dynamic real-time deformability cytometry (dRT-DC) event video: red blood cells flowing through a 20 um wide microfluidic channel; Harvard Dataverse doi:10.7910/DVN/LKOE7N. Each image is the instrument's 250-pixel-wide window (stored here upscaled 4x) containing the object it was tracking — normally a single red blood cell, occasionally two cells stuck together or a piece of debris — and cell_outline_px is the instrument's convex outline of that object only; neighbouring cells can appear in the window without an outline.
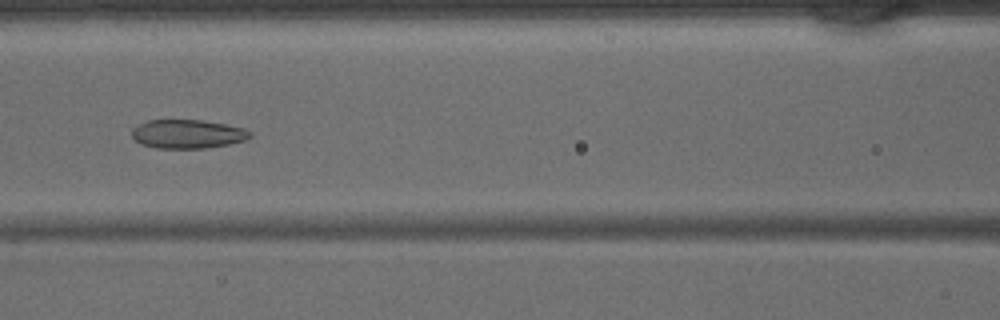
{"species": "common noctule bat (a hibernating species)", "species_latin": "Nyctalus noctula", "temperature_condition": "warm", "stored_images_in_passage": 30, "camera_frame_rate_fps": 3000, "um_per_image_px": 0.085, "animal": {"sex": "male", "body_mass_g": 15.6}, "frame": {"image": 1, "passage_image": 6, "time_ms": 1.667, "image_size_px": [1000, 320], "cell_outline_px": [[252, 136], [244, 140], [228, 144], [204, 148], [156, 148], [140, 144], [132, 136], [132, 128], [148, 120], [204, 120], [244, 128], [252, 132]], "centroid_in_image_um": [15.94, 11.39], "position_along_channel_um": 150.7, "area_um2": 19.77}}
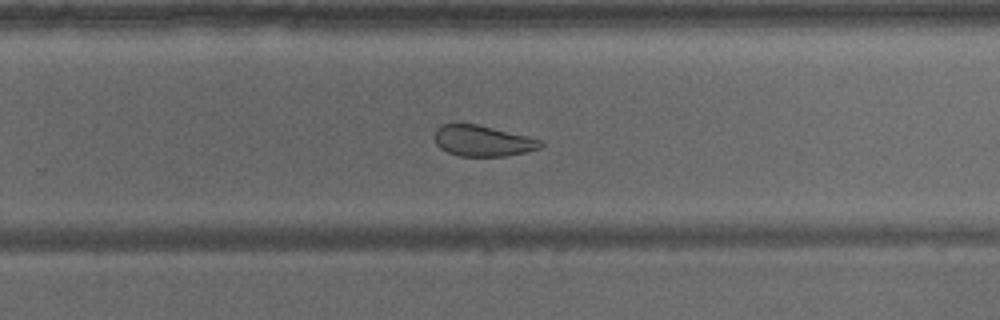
{"frame": {"image": 2, "passage_image": 15, "time_ms": 4.667, "image_size_px": [1000, 320], "cell_outline_px": [[544, 144], [540, 148], [524, 152], [504, 156], [460, 156], [448, 152], [440, 148], [436, 144], [436, 128], [440, 124], [452, 120], [456, 120], [476, 124], [528, 136], [540, 140]], "centroid_in_image_um": [40.96, 11.93], "position_along_channel_um": 288.8, "area_um2": 19.42}}
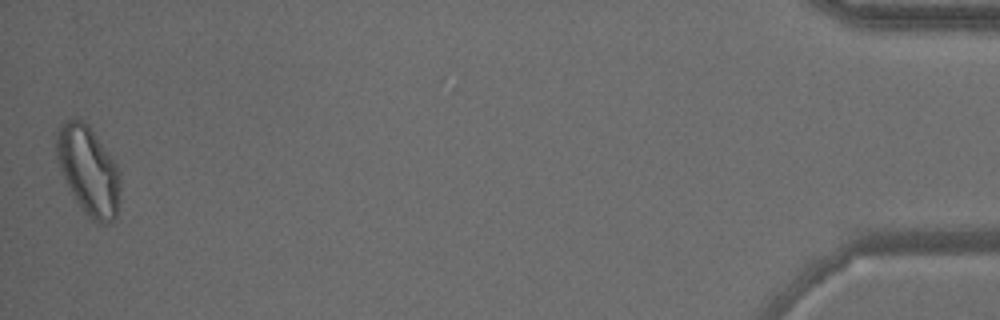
{"frame": {"image": 3, "passage_image": 30, "time_ms": 9.667, "image_size_px": [1000, 320], "cell_outline_px": [[120, 188], [116, 220], [112, 224], [100, 224], [92, 220], [80, 208], [60, 168], [56, 156], [56, 132], [60, 124], [68, 120], [84, 120], [88, 124], [112, 156], [120, 172]], "centroid_in_image_um": [7.55, 14.51], "position_along_channel_um": 427.7, "area_um2": 33.06}}